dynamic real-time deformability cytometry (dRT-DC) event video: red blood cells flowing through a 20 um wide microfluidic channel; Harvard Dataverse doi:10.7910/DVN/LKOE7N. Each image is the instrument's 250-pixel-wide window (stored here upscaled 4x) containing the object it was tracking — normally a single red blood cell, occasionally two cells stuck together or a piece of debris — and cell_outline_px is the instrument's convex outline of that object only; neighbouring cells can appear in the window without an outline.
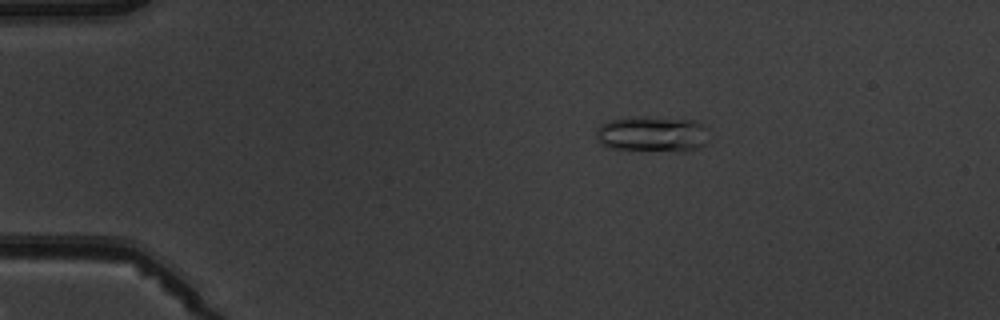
{"species": "common noctule bat (a hibernating species)", "species_latin": "Nyctalus noctula", "temperature_condition": "warm", "stored_images_in_passage": 6, "camera_frame_rate_fps": 3000, "um_per_image_px": 0.085, "animal": {"sex": "male", "body_mass_g": 19.5, "forearm_length_mm": 54.6}, "frame": {"image": 1, "passage_image": 3, "time_ms": 2.333, "image_size_px": [1000, 320], "cell_outline_px": [[704, 144], [700, 148], [684, 152], [676, 152], [608, 148], [600, 144], [596, 136], [596, 128], [600, 124], [608, 120], [636, 116], [696, 120], [704, 124]], "centroid_in_image_um": [55.39, 11.4], "position_along_channel_um": 29.6, "area_um2": 23.76}}